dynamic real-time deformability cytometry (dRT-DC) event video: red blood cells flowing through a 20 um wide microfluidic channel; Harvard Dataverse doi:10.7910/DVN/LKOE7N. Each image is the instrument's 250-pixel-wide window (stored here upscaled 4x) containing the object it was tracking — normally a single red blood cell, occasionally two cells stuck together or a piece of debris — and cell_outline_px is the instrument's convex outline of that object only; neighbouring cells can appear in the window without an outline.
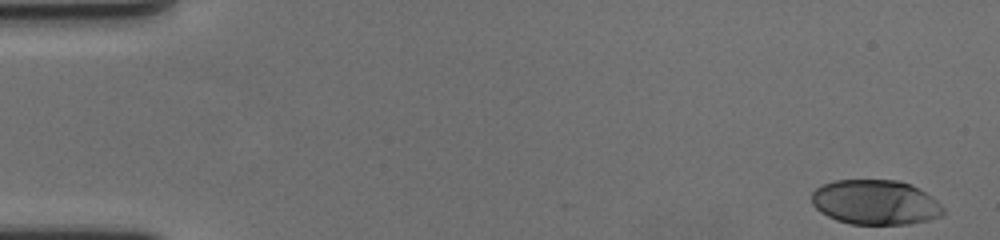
{"species": "human", "species_latin": "Homo sapiens", "temperature_condition": "cold", "stored_images_in_passage": 57, "camera_frame_rate_fps": 3000, "um_per_image_px": 0.085, "donor": {"sex": "female"}, "frame": {"image": 1, "passage_image": 1, "time_ms": 0.0, "image_size_px": [1000, 240], "cell_outline_px": [[944, 216], [928, 220], [908, 224], [852, 224], [836, 220], [820, 212], [812, 204], [812, 192], [816, 188], [832, 180], [900, 180], [912, 184], [932, 196], [944, 208]], "centroid_in_image_um": [74.43, 17.19], "position_along_channel_um": 10.6, "area_um2": 34.62}}
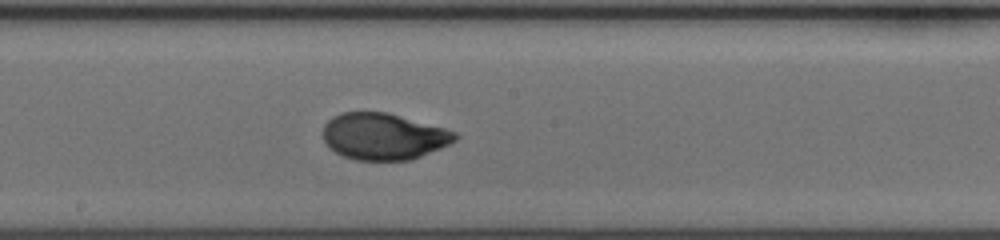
{"frame": {"image": 2, "passage_image": 31, "time_ms": 10.0, "image_size_px": [1000, 240], "cell_outline_px": [[460, 136], [456, 140], [440, 148], [412, 160], [356, 160], [344, 156], [328, 148], [320, 132], [324, 124], [332, 116], [340, 112], [388, 112], [444, 128], [456, 132]], "centroid_in_image_um": [32.56, 11.59], "position_along_channel_um": 215.6, "area_um2": 36.13}}
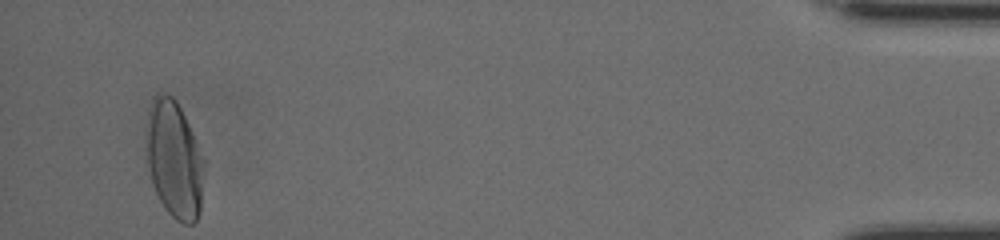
{"frame": {"image": 3, "passage_image": 55, "time_ms": 18.0, "image_size_px": [1000, 240], "cell_outline_px": [[204, 160], [200, 212], [196, 220], [192, 224], [184, 224], [176, 220], [164, 208], [156, 192], [152, 180], [148, 164], [148, 112], [152, 100], [156, 96], [172, 96], [176, 100], [188, 124]], "centroid_in_image_um": [14.84, 13.63], "position_along_channel_um": 420.4, "area_um2": 38.32}, "authors_computed_cell_mechanics": {"area_um2": 35.6048, "velocity_mm_per_s": 3.5288, "shape_relaxation_time_tau1_ms": 3.582, "shape_relaxation_time_tau2_ms": null, "deformation_change_tau1": 0.1833, "deformation_change_tau2": null}}